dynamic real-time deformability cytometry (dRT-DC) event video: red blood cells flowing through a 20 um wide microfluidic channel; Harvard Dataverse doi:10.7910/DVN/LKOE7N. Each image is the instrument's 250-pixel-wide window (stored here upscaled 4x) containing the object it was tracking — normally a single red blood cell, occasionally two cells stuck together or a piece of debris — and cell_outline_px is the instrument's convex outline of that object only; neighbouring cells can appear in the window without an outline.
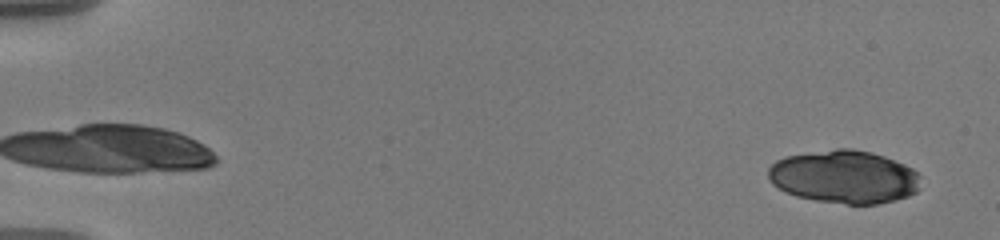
{"species": "human", "species_latin": "Homo sapiens", "temperature_condition": "warm", "stored_images_in_passage": 57, "camera_frame_rate_fps": 3000, "um_per_image_px": 0.085, "donor": {"sex": "male"}, "frame": {"image": 1, "passage_image": 4, "time_ms": 1.0, "image_size_px": [1000, 240], "cell_outline_px": [[920, 188], [916, 192], [908, 196], [896, 200], [880, 204], [848, 204], [816, 200], [796, 196], [784, 192], [772, 184], [768, 176], [768, 168], [776, 160], [784, 156], [836, 148], [852, 148], [872, 152], [884, 156], [904, 164], [912, 168], [920, 176]], "centroid_in_image_um": [71.76, 15.03], "position_along_channel_um": 13.2, "area_um2": 47.51}}
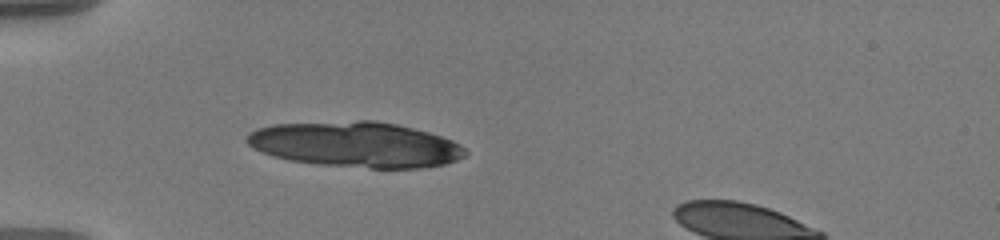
{"frame": {"image": 2, "passage_image": 19, "time_ms": 6.0, "image_size_px": [1000, 240], "cell_outline_px": [[468, 152], [464, 156], [456, 160], [444, 164], [420, 168], [372, 168], [316, 164], [292, 160], [272, 156], [252, 148], [244, 140], [244, 136], [248, 132], [256, 128], [272, 124], [356, 120], [376, 120], [396, 124], [428, 132], [452, 140], [460, 144]], "centroid_in_image_um": [30.19, 12.27], "position_along_channel_um": 54.8, "area_um2": 58.15}}